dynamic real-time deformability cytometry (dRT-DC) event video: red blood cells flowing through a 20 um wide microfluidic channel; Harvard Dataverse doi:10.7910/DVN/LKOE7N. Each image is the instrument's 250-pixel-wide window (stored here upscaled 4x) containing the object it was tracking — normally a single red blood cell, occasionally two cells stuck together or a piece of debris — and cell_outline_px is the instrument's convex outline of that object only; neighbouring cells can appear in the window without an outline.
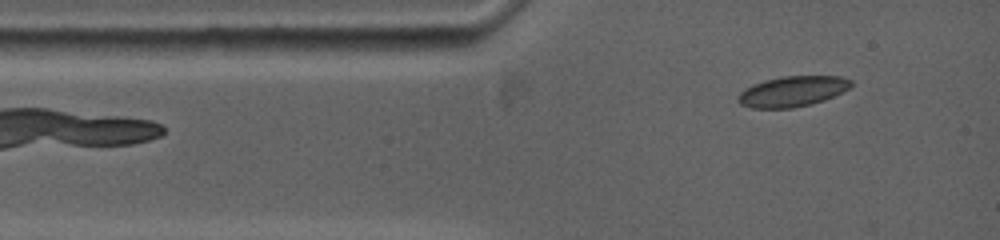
{"species": "common noctule bat (a hibernating species)", "species_latin": "Nyctalus noctula", "temperature_condition": "warm", "stored_images_in_passage": 61, "camera_frame_rate_fps": 5000, "um_per_image_px": 0.085, "animal": {"sex": "female", "body_mass_g": 19.0, "forearm_length_mm": 53.3}, "frame": {"image": 1, "passage_image": 3, "time_ms": 0.4, "image_size_px": [1000, 240], "cell_outline_px": [[852, 84], [848, 88], [824, 100], [792, 108], [752, 108], [740, 104], [740, 92], [744, 88], [752, 84], [764, 80], [780, 76], [840, 76], [852, 80]], "centroid_in_image_um": [67.34, 7.75], "position_along_channel_um": 17.7, "area_um2": 19.83}}
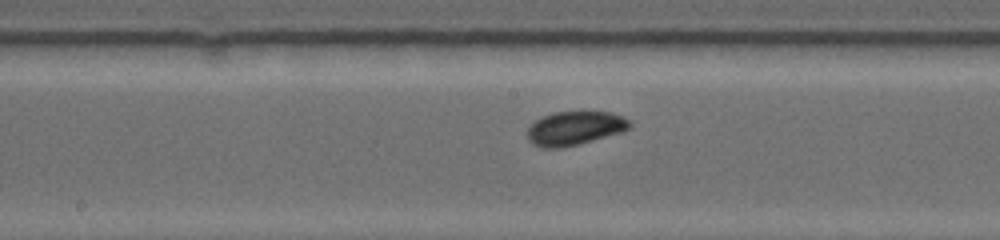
{"frame": {"image": 2, "passage_image": 26, "time_ms": 5.0, "image_size_px": [1000, 240], "cell_outline_px": [[632, 124], [624, 132], [576, 144], [556, 148], [544, 148], [528, 140], [528, 128], [536, 120], [552, 112], [612, 112], [624, 116]], "centroid_in_image_um": [48.89, 10.88], "position_along_channel_um": 199.3, "area_um2": 19.88}}
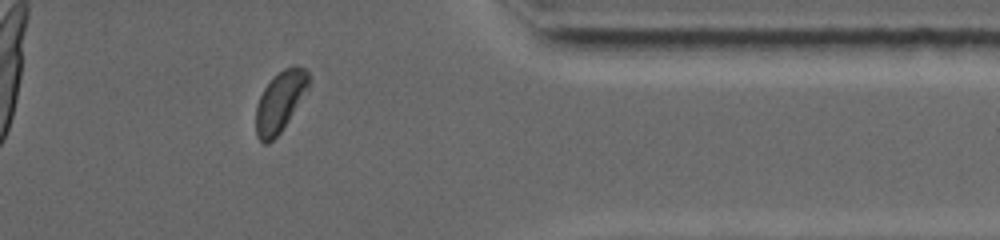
{"frame": {"image": 3, "passage_image": 50, "time_ms": 9.8, "image_size_px": [1000, 240], "cell_outline_px": [[312, 76], [308, 88], [288, 120], [280, 132], [268, 144], [264, 144], [256, 136], [256, 108], [260, 96], [264, 88], [284, 68], [292, 64], [296, 64], [304, 68]], "centroid_in_image_um": [23.83, 8.6], "position_along_channel_um": 387.6, "area_um2": 18.38}}